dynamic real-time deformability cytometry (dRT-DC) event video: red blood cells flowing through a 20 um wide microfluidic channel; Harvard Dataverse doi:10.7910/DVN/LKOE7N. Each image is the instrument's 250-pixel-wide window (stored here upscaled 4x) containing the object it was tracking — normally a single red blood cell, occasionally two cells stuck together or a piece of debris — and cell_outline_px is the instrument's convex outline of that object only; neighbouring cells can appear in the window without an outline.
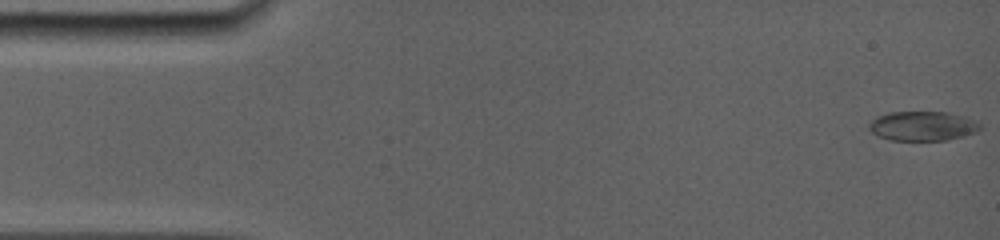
{"species": "common noctule bat (a hibernating species)", "species_latin": "Nyctalus noctula", "temperature_condition": "room temperature", "stored_images_in_passage": 56, "camera_frame_rate_fps": 5000, "um_per_image_px": 0.085, "animal": {"sex": "female", "body_mass_g": 19.0, "forearm_length_mm": 56.7}, "frame": {"image": 1, "passage_image": 1, "time_ms": 0.0, "image_size_px": [1000, 240], "cell_outline_px": [[980, 128], [972, 132], [948, 140], [888, 140], [872, 132], [868, 128], [868, 124], [876, 116], [888, 112], [948, 112], [964, 116], [976, 120], [980, 124]], "centroid_in_image_um": [78.38, 10.7], "position_along_channel_um": 6.6, "area_um2": 18.96}}
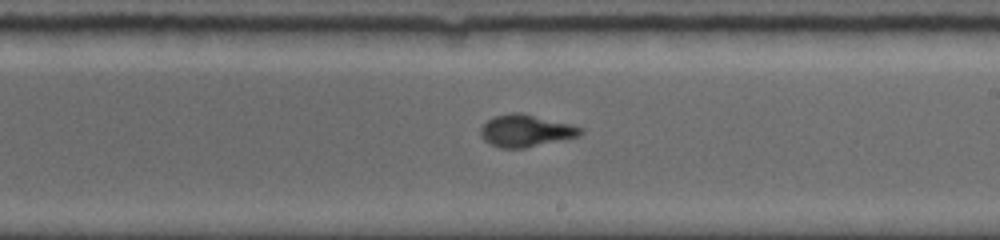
{"frame": {"image": 2, "passage_image": 25, "time_ms": 9.4, "image_size_px": [1000, 240], "cell_outline_px": [[584, 132], [580, 136], [524, 148], [500, 148], [484, 140], [480, 136], [480, 128], [488, 120], [496, 116], [512, 112], [524, 112], [584, 128]], "centroid_in_image_um": [44.7, 11.1], "position_along_channel_um": 244.3, "area_um2": 18.73}}
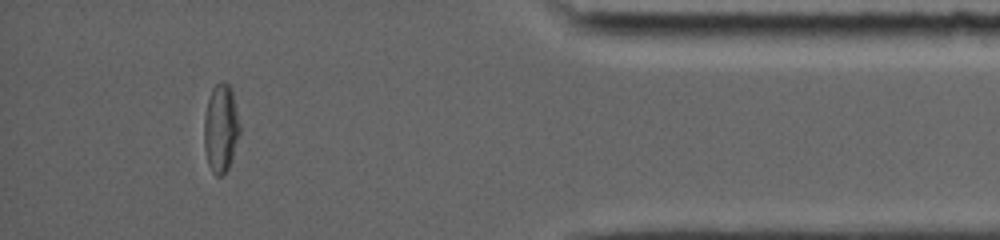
{"frame": {"image": 3, "passage_image": 48, "time_ms": 14.6, "image_size_px": [1000, 240], "cell_outline_px": [[240, 132], [228, 168], [220, 176], [216, 176], [212, 172], [208, 164], [204, 148], [204, 116], [208, 100], [212, 88], [220, 80], [224, 80], [228, 84], [232, 92], [240, 124]], "centroid_in_image_um": [18.76, 10.88], "position_along_channel_um": 416.4, "area_um2": 18.26}, "authors_computed_cell_mechanics": {"area_um2": 18.6405, "velocity_mm_per_s": 3.8689, "shape_relaxation_time_tau1_ms": 7.9667, "shape_relaxation_time_tau2_ms": 1.3209, "deformation_change_tau1": 0.2868, "deformation_change_tau2": 0.0676}}